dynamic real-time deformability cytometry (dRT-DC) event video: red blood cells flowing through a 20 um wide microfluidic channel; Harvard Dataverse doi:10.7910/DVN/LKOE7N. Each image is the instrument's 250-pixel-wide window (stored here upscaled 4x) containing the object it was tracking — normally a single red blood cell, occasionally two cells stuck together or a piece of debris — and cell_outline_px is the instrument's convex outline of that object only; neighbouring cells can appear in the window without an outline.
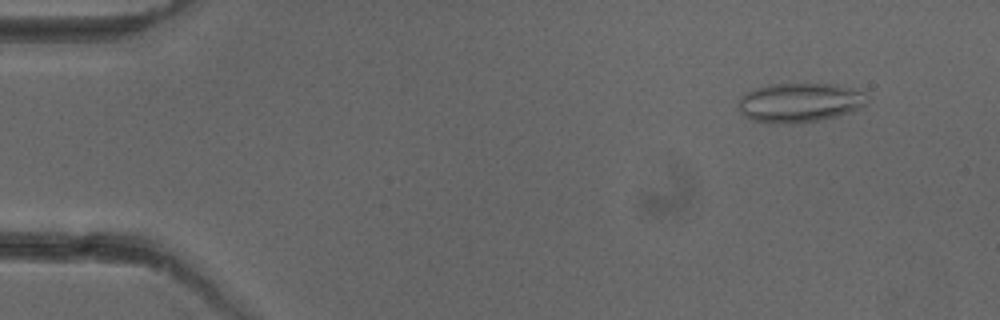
{"species": "common noctule bat (a hibernating species)", "species_latin": "Nyctalus noctula", "temperature_condition": "cold", "stored_images_in_passage": 51, "camera_frame_rate_fps": 3000, "um_per_image_px": 0.085, "animal": {"sex": "female"}, "frame": {"image": 1, "passage_image": 5, "time_ms": 1.333, "image_size_px": [1000, 320], "cell_outline_px": [[864, 104], [848, 112], [836, 116], [820, 120], [796, 124], [776, 124], [748, 120], [740, 112], [740, 96], [756, 88], [768, 84], [836, 84], [852, 88], [864, 92]], "centroid_in_image_um": [67.9, 8.73], "position_along_channel_um": 17.1, "area_um2": 29.36}}
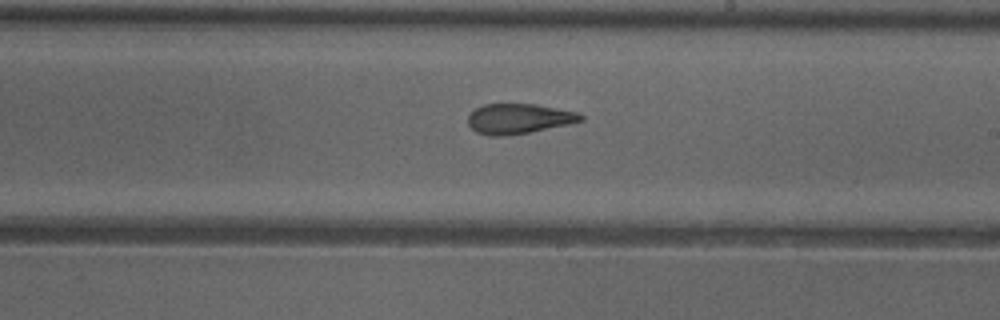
{"frame": {"image": 2, "passage_image": 30, "time_ms": 9.667, "image_size_px": [1000, 320], "cell_outline_px": [[584, 120], [568, 124], [528, 132], [504, 136], [488, 136], [476, 132], [468, 124], [468, 116], [476, 108], [484, 104], [536, 104], [576, 112], [584, 116]], "centroid_in_image_um": [44.07, 10.09], "position_along_channel_um": 244.9, "area_um2": 19.59}}
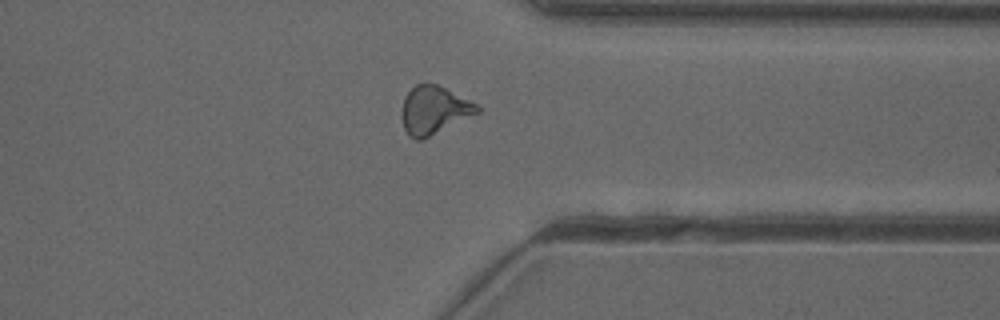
{"frame": {"image": 3, "passage_image": 40, "time_ms": 13.0, "image_size_px": [1000, 320], "cell_outline_px": [[480, 112], [420, 140], [416, 140], [408, 136], [404, 128], [400, 116], [400, 112], [404, 96], [416, 84], [436, 84], [476, 104], [480, 108]], "centroid_in_image_um": [36.82, 9.37], "position_along_channel_um": 374.6, "area_um2": 20.81}, "authors_computed_cell_mechanics": {"area_um2": 20.6924, "velocity_mm_per_s": 3.981, "shape_relaxation_time_tau1_ms": null, "shape_relaxation_time_tau2_ms": 2.7957, "deformation_change_tau1": null, "deformation_change_tau2": 0.1079}}